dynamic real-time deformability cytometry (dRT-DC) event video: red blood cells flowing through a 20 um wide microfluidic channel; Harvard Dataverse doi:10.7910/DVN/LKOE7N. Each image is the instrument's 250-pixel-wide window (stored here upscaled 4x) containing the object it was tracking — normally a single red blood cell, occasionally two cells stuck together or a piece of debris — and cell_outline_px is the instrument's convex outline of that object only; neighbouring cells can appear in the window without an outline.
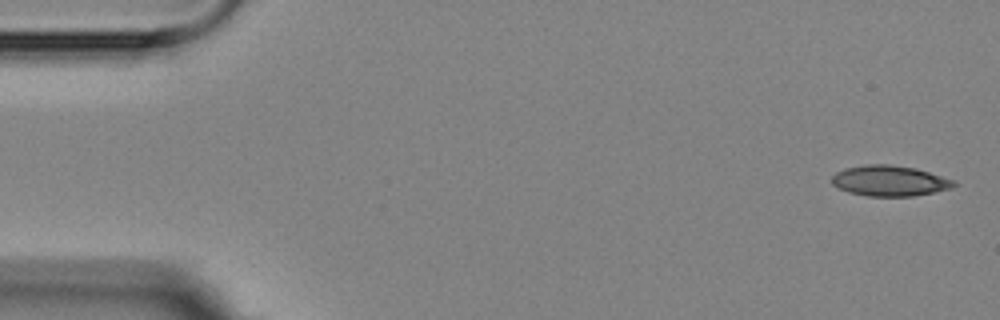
{"species": "Egyptian fruit bat (a non-hibernating species)", "species_latin": "Rousettus aegyptiacus", "temperature_condition": "room temperature", "stored_images_in_passage": 5, "camera_frame_rate_fps": 3000, "um_per_image_px": 0.085, "animal": {"sex": "female"}, "frame": {"image": 1, "passage_image": 1, "time_ms": 0.0, "image_size_px": [1000, 320], "cell_outline_px": [[956, 184], [952, 188], [912, 196], [868, 196], [848, 192], [832, 184], [832, 176], [836, 172], [844, 168], [864, 164], [888, 164], [916, 168], [956, 180]], "centroid_in_image_um": [75.62, 15.36], "position_along_channel_um": 9.4, "area_um2": 21.79}}
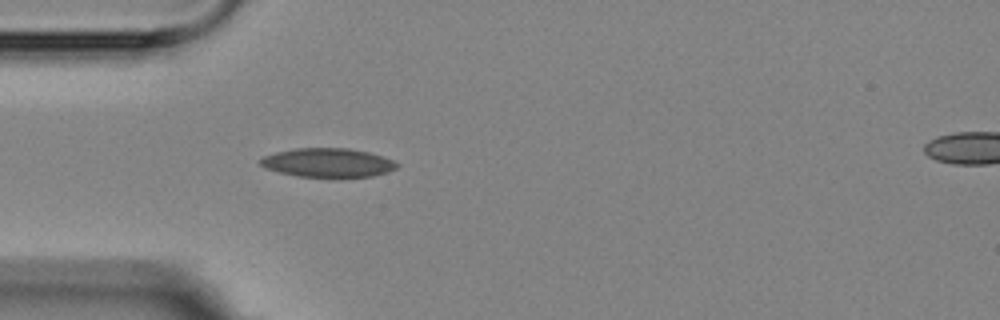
{"frame": {"image": 2, "passage_image": 5, "time_ms": 4.667, "image_size_px": [1000, 320], "cell_outline_px": [[400, 164], [396, 168], [388, 172], [372, 176], [300, 176], [280, 172], [264, 168], [260, 164], [260, 160], [264, 156], [276, 152], [296, 148], [348, 148], [368, 152], [384, 156]], "centroid_in_image_um": [27.88, 13.81], "position_along_channel_um": 57.1, "area_um2": 22.72}}